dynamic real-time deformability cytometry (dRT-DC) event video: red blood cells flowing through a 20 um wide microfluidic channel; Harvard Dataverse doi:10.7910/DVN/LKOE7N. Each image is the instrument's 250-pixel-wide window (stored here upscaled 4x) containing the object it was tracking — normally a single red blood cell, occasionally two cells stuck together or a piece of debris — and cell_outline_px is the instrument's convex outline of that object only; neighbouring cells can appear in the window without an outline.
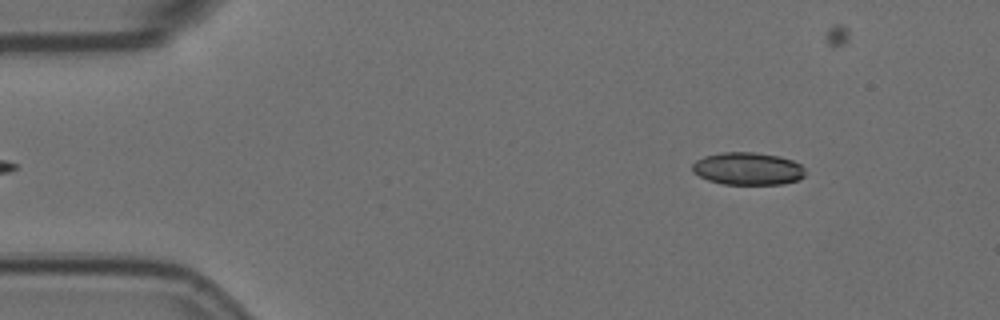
{"species": "Egyptian fruit bat (a non-hibernating species)", "species_latin": "Rousettus aegyptiacus", "temperature_condition": "room temperature", "stored_images_in_passage": 47, "camera_frame_rate_fps": 3000, "um_per_image_px": 0.085, "animal": {"sex": "female"}, "frame": {"image": 1, "passage_image": 3, "time_ms": 0.667, "image_size_px": [1000, 320], "cell_outline_px": [[804, 176], [800, 180], [784, 184], [724, 184], [708, 180], [692, 172], [692, 164], [696, 160], [704, 156], [720, 152], [756, 152], [780, 156], [792, 160], [800, 164], [804, 168]], "centroid_in_image_um": [63.57, 14.33], "position_along_channel_um": 21.4, "area_um2": 21.62}}
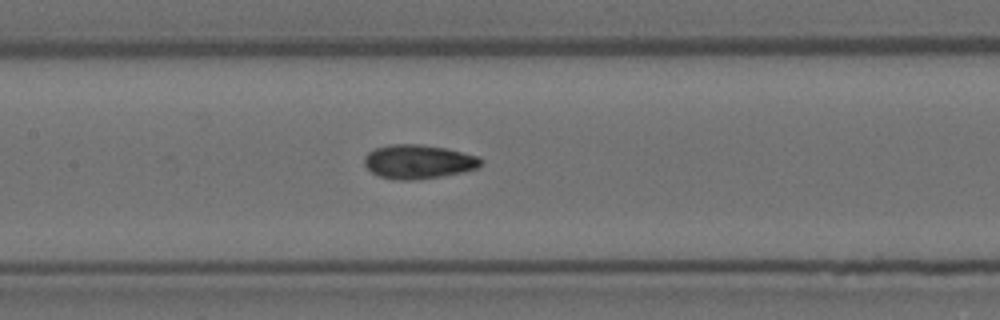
{"frame": {"image": 2, "passage_image": 22, "time_ms": 7.0, "image_size_px": [1000, 320], "cell_outline_px": [[484, 160], [476, 168], [464, 172], [440, 176], [412, 180], [400, 180], [380, 176], [372, 172], [364, 164], [364, 156], [368, 152], [376, 148], [388, 144], [420, 144], [444, 148], [480, 156]], "centroid_in_image_um": [35.56, 13.73], "position_along_channel_um": 171.8, "area_um2": 23.0}}
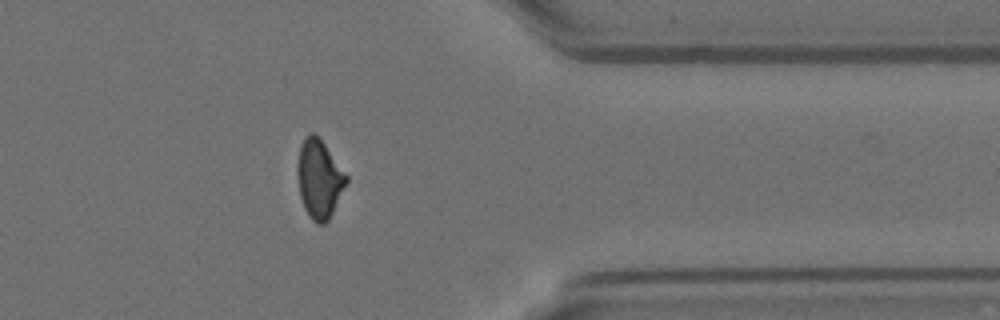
{"frame": {"image": 3, "passage_image": 41, "time_ms": 13.333, "image_size_px": [1000, 320], "cell_outline_px": [[348, 180], [328, 220], [324, 224], [316, 224], [312, 220], [304, 208], [300, 196], [296, 168], [296, 164], [300, 144], [304, 136], [312, 132], [324, 144], [348, 176]], "centroid_in_image_um": [27.1, 15.2], "position_along_channel_um": 384.3, "area_um2": 22.2}}